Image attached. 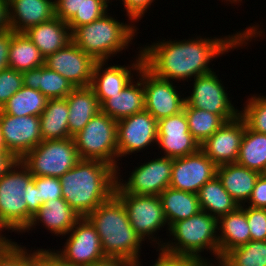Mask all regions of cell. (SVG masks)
<instances>
[{"label": "cell", "instance_id": "1", "mask_svg": "<svg viewBox=\"0 0 266 266\" xmlns=\"http://www.w3.org/2000/svg\"><path fill=\"white\" fill-rule=\"evenodd\" d=\"M264 35L260 25L255 23L232 35L213 38L195 35L196 38L181 41L162 39L138 48L142 51L144 66L156 77L177 83L189 82L188 80L212 72L210 62L213 59L236 48L243 49L252 40L257 41L256 38Z\"/></svg>", "mask_w": 266, "mask_h": 266}, {"label": "cell", "instance_id": "2", "mask_svg": "<svg viewBox=\"0 0 266 266\" xmlns=\"http://www.w3.org/2000/svg\"><path fill=\"white\" fill-rule=\"evenodd\" d=\"M117 170L99 161L80 159L60 177L62 198L80 216L86 217L115 193Z\"/></svg>", "mask_w": 266, "mask_h": 266}, {"label": "cell", "instance_id": "3", "mask_svg": "<svg viewBox=\"0 0 266 266\" xmlns=\"http://www.w3.org/2000/svg\"><path fill=\"white\" fill-rule=\"evenodd\" d=\"M86 218L95 227L106 257L143 266L140 262L142 238L131 226L123 203L113 195Z\"/></svg>", "mask_w": 266, "mask_h": 266}, {"label": "cell", "instance_id": "4", "mask_svg": "<svg viewBox=\"0 0 266 266\" xmlns=\"http://www.w3.org/2000/svg\"><path fill=\"white\" fill-rule=\"evenodd\" d=\"M111 15L107 12L100 19L71 32L72 42L95 61H109L122 53L138 33L139 28L133 22H119Z\"/></svg>", "mask_w": 266, "mask_h": 266}, {"label": "cell", "instance_id": "5", "mask_svg": "<svg viewBox=\"0 0 266 266\" xmlns=\"http://www.w3.org/2000/svg\"><path fill=\"white\" fill-rule=\"evenodd\" d=\"M167 236L170 237L164 239L165 242L161 248L164 251L175 255L198 257L210 262L213 266H218V219L207 212L200 211L188 219L173 223L169 227ZM204 250L213 255L217 261L203 257Z\"/></svg>", "mask_w": 266, "mask_h": 266}, {"label": "cell", "instance_id": "6", "mask_svg": "<svg viewBox=\"0 0 266 266\" xmlns=\"http://www.w3.org/2000/svg\"><path fill=\"white\" fill-rule=\"evenodd\" d=\"M33 175L28 168L17 160L0 177V234L2 232L23 233L27 229L28 183Z\"/></svg>", "mask_w": 266, "mask_h": 266}, {"label": "cell", "instance_id": "7", "mask_svg": "<svg viewBox=\"0 0 266 266\" xmlns=\"http://www.w3.org/2000/svg\"><path fill=\"white\" fill-rule=\"evenodd\" d=\"M72 138L80 159L105 162L120 174L116 120L100 111Z\"/></svg>", "mask_w": 266, "mask_h": 266}, {"label": "cell", "instance_id": "8", "mask_svg": "<svg viewBox=\"0 0 266 266\" xmlns=\"http://www.w3.org/2000/svg\"><path fill=\"white\" fill-rule=\"evenodd\" d=\"M21 162L33 176L60 178L80 160L72 137L44 140L27 152Z\"/></svg>", "mask_w": 266, "mask_h": 266}, {"label": "cell", "instance_id": "9", "mask_svg": "<svg viewBox=\"0 0 266 266\" xmlns=\"http://www.w3.org/2000/svg\"><path fill=\"white\" fill-rule=\"evenodd\" d=\"M123 203L129 222L143 241L155 244V248H162L164 240L157 235L164 226H169L166 221L159 196L136 195L128 193H114ZM163 227V228H162ZM157 233V234H155ZM156 235V236H155Z\"/></svg>", "mask_w": 266, "mask_h": 266}, {"label": "cell", "instance_id": "10", "mask_svg": "<svg viewBox=\"0 0 266 266\" xmlns=\"http://www.w3.org/2000/svg\"><path fill=\"white\" fill-rule=\"evenodd\" d=\"M158 155L132 169L127 180L117 174L115 193L159 196L169 187L173 158Z\"/></svg>", "mask_w": 266, "mask_h": 266}, {"label": "cell", "instance_id": "11", "mask_svg": "<svg viewBox=\"0 0 266 266\" xmlns=\"http://www.w3.org/2000/svg\"><path fill=\"white\" fill-rule=\"evenodd\" d=\"M66 235L62 249H53L65 266H91L106 258L101 239L86 217H81Z\"/></svg>", "mask_w": 266, "mask_h": 266}, {"label": "cell", "instance_id": "12", "mask_svg": "<svg viewBox=\"0 0 266 266\" xmlns=\"http://www.w3.org/2000/svg\"><path fill=\"white\" fill-rule=\"evenodd\" d=\"M216 71L200 75L190 81L193 86L190 95L185 96V104L219 115L225 122L235 119L239 109L232 104L229 92L219 79ZM228 92V93H227Z\"/></svg>", "mask_w": 266, "mask_h": 266}, {"label": "cell", "instance_id": "13", "mask_svg": "<svg viewBox=\"0 0 266 266\" xmlns=\"http://www.w3.org/2000/svg\"><path fill=\"white\" fill-rule=\"evenodd\" d=\"M158 121L146 110L117 121L118 161L157 144ZM154 144V145H153Z\"/></svg>", "mask_w": 266, "mask_h": 266}, {"label": "cell", "instance_id": "14", "mask_svg": "<svg viewBox=\"0 0 266 266\" xmlns=\"http://www.w3.org/2000/svg\"><path fill=\"white\" fill-rule=\"evenodd\" d=\"M174 83L156 77L143 65L145 110L157 121L183 110L185 104L184 93L178 92L179 88Z\"/></svg>", "mask_w": 266, "mask_h": 266}, {"label": "cell", "instance_id": "15", "mask_svg": "<svg viewBox=\"0 0 266 266\" xmlns=\"http://www.w3.org/2000/svg\"><path fill=\"white\" fill-rule=\"evenodd\" d=\"M217 165L199 149L196 153L174 158L169 187L198 194L216 176Z\"/></svg>", "mask_w": 266, "mask_h": 266}, {"label": "cell", "instance_id": "16", "mask_svg": "<svg viewBox=\"0 0 266 266\" xmlns=\"http://www.w3.org/2000/svg\"><path fill=\"white\" fill-rule=\"evenodd\" d=\"M156 146L162 156L179 158L196 153L200 149L199 143L189 131L188 120L184 110L179 113L158 120Z\"/></svg>", "mask_w": 266, "mask_h": 266}, {"label": "cell", "instance_id": "17", "mask_svg": "<svg viewBox=\"0 0 266 266\" xmlns=\"http://www.w3.org/2000/svg\"><path fill=\"white\" fill-rule=\"evenodd\" d=\"M137 53L130 66L129 64L109 66L107 64L109 61H96L90 87L94 90L100 105L111 95L121 92L134 79L133 76L138 75L144 65V58L141 49Z\"/></svg>", "mask_w": 266, "mask_h": 266}, {"label": "cell", "instance_id": "18", "mask_svg": "<svg viewBox=\"0 0 266 266\" xmlns=\"http://www.w3.org/2000/svg\"><path fill=\"white\" fill-rule=\"evenodd\" d=\"M95 63L73 42L45 58V66L62 75L75 88L91 85Z\"/></svg>", "mask_w": 266, "mask_h": 266}, {"label": "cell", "instance_id": "19", "mask_svg": "<svg viewBox=\"0 0 266 266\" xmlns=\"http://www.w3.org/2000/svg\"><path fill=\"white\" fill-rule=\"evenodd\" d=\"M0 121L7 147L18 160L43 141L39 116H12L0 109Z\"/></svg>", "mask_w": 266, "mask_h": 266}, {"label": "cell", "instance_id": "20", "mask_svg": "<svg viewBox=\"0 0 266 266\" xmlns=\"http://www.w3.org/2000/svg\"><path fill=\"white\" fill-rule=\"evenodd\" d=\"M244 132L245 121L238 115L235 119L224 122L200 145V149L217 166L236 163Z\"/></svg>", "mask_w": 266, "mask_h": 266}, {"label": "cell", "instance_id": "21", "mask_svg": "<svg viewBox=\"0 0 266 266\" xmlns=\"http://www.w3.org/2000/svg\"><path fill=\"white\" fill-rule=\"evenodd\" d=\"M10 29L24 33L55 17L54 0H8Z\"/></svg>", "mask_w": 266, "mask_h": 266}, {"label": "cell", "instance_id": "22", "mask_svg": "<svg viewBox=\"0 0 266 266\" xmlns=\"http://www.w3.org/2000/svg\"><path fill=\"white\" fill-rule=\"evenodd\" d=\"M80 218L63 198L47 201L39 208L23 233H30L29 231L41 223L51 234L65 238Z\"/></svg>", "mask_w": 266, "mask_h": 266}, {"label": "cell", "instance_id": "23", "mask_svg": "<svg viewBox=\"0 0 266 266\" xmlns=\"http://www.w3.org/2000/svg\"><path fill=\"white\" fill-rule=\"evenodd\" d=\"M135 80L133 79L121 92L106 99L101 104V112L118 121L144 111L143 67Z\"/></svg>", "mask_w": 266, "mask_h": 266}, {"label": "cell", "instance_id": "24", "mask_svg": "<svg viewBox=\"0 0 266 266\" xmlns=\"http://www.w3.org/2000/svg\"><path fill=\"white\" fill-rule=\"evenodd\" d=\"M24 33L38 48L44 58L72 42L70 27L56 16L29 28Z\"/></svg>", "mask_w": 266, "mask_h": 266}, {"label": "cell", "instance_id": "25", "mask_svg": "<svg viewBox=\"0 0 266 266\" xmlns=\"http://www.w3.org/2000/svg\"><path fill=\"white\" fill-rule=\"evenodd\" d=\"M219 263L232 249L251 240L246 218V206H238L234 211L218 219Z\"/></svg>", "mask_w": 266, "mask_h": 266}, {"label": "cell", "instance_id": "26", "mask_svg": "<svg viewBox=\"0 0 266 266\" xmlns=\"http://www.w3.org/2000/svg\"><path fill=\"white\" fill-rule=\"evenodd\" d=\"M261 174L237 163L217 166L216 176L238 206L245 205Z\"/></svg>", "mask_w": 266, "mask_h": 266}, {"label": "cell", "instance_id": "27", "mask_svg": "<svg viewBox=\"0 0 266 266\" xmlns=\"http://www.w3.org/2000/svg\"><path fill=\"white\" fill-rule=\"evenodd\" d=\"M65 98L69 109V134L73 137L101 111V105L90 86L74 88Z\"/></svg>", "mask_w": 266, "mask_h": 266}, {"label": "cell", "instance_id": "28", "mask_svg": "<svg viewBox=\"0 0 266 266\" xmlns=\"http://www.w3.org/2000/svg\"><path fill=\"white\" fill-rule=\"evenodd\" d=\"M23 85L40 91L48 99L65 98L75 87L47 66L22 72Z\"/></svg>", "mask_w": 266, "mask_h": 266}, {"label": "cell", "instance_id": "29", "mask_svg": "<svg viewBox=\"0 0 266 266\" xmlns=\"http://www.w3.org/2000/svg\"><path fill=\"white\" fill-rule=\"evenodd\" d=\"M159 198L169 227L201 211L198 194L195 193L168 187L159 195Z\"/></svg>", "mask_w": 266, "mask_h": 266}, {"label": "cell", "instance_id": "30", "mask_svg": "<svg viewBox=\"0 0 266 266\" xmlns=\"http://www.w3.org/2000/svg\"><path fill=\"white\" fill-rule=\"evenodd\" d=\"M68 114L66 98L48 100L46 108L39 116L43 141L71 137L68 128Z\"/></svg>", "mask_w": 266, "mask_h": 266}, {"label": "cell", "instance_id": "31", "mask_svg": "<svg viewBox=\"0 0 266 266\" xmlns=\"http://www.w3.org/2000/svg\"><path fill=\"white\" fill-rule=\"evenodd\" d=\"M198 198L201 211H205L217 219L238 207L217 176L200 188Z\"/></svg>", "mask_w": 266, "mask_h": 266}, {"label": "cell", "instance_id": "32", "mask_svg": "<svg viewBox=\"0 0 266 266\" xmlns=\"http://www.w3.org/2000/svg\"><path fill=\"white\" fill-rule=\"evenodd\" d=\"M8 63L9 68L23 72L45 65V58L25 33L12 30Z\"/></svg>", "mask_w": 266, "mask_h": 266}, {"label": "cell", "instance_id": "33", "mask_svg": "<svg viewBox=\"0 0 266 266\" xmlns=\"http://www.w3.org/2000/svg\"><path fill=\"white\" fill-rule=\"evenodd\" d=\"M236 163L261 173L266 166V134L250 130L245 123Z\"/></svg>", "mask_w": 266, "mask_h": 266}, {"label": "cell", "instance_id": "34", "mask_svg": "<svg viewBox=\"0 0 266 266\" xmlns=\"http://www.w3.org/2000/svg\"><path fill=\"white\" fill-rule=\"evenodd\" d=\"M48 100L40 91L23 86L9 98L1 110L12 116H40Z\"/></svg>", "mask_w": 266, "mask_h": 266}, {"label": "cell", "instance_id": "35", "mask_svg": "<svg viewBox=\"0 0 266 266\" xmlns=\"http://www.w3.org/2000/svg\"><path fill=\"white\" fill-rule=\"evenodd\" d=\"M183 110L188 120L189 131L201 145L223 124L224 120L217 114L184 105Z\"/></svg>", "mask_w": 266, "mask_h": 266}, {"label": "cell", "instance_id": "36", "mask_svg": "<svg viewBox=\"0 0 266 266\" xmlns=\"http://www.w3.org/2000/svg\"><path fill=\"white\" fill-rule=\"evenodd\" d=\"M218 266H266V241H253L229 251Z\"/></svg>", "mask_w": 266, "mask_h": 266}, {"label": "cell", "instance_id": "37", "mask_svg": "<svg viewBox=\"0 0 266 266\" xmlns=\"http://www.w3.org/2000/svg\"><path fill=\"white\" fill-rule=\"evenodd\" d=\"M245 103L239 115L246 126L252 131L266 134V96L254 94Z\"/></svg>", "mask_w": 266, "mask_h": 266}, {"label": "cell", "instance_id": "38", "mask_svg": "<svg viewBox=\"0 0 266 266\" xmlns=\"http://www.w3.org/2000/svg\"><path fill=\"white\" fill-rule=\"evenodd\" d=\"M12 239L0 245V266H36V251Z\"/></svg>", "mask_w": 266, "mask_h": 266}, {"label": "cell", "instance_id": "39", "mask_svg": "<svg viewBox=\"0 0 266 266\" xmlns=\"http://www.w3.org/2000/svg\"><path fill=\"white\" fill-rule=\"evenodd\" d=\"M105 0H85L83 9L67 23L71 32L76 28L100 19L109 10Z\"/></svg>", "mask_w": 266, "mask_h": 266}, {"label": "cell", "instance_id": "40", "mask_svg": "<svg viewBox=\"0 0 266 266\" xmlns=\"http://www.w3.org/2000/svg\"><path fill=\"white\" fill-rule=\"evenodd\" d=\"M23 86L22 72L11 68L0 71V109Z\"/></svg>", "mask_w": 266, "mask_h": 266}, {"label": "cell", "instance_id": "41", "mask_svg": "<svg viewBox=\"0 0 266 266\" xmlns=\"http://www.w3.org/2000/svg\"><path fill=\"white\" fill-rule=\"evenodd\" d=\"M155 250L158 252V257L153 265L150 266H213L210 262L198 257L175 255L161 248H156Z\"/></svg>", "mask_w": 266, "mask_h": 266}, {"label": "cell", "instance_id": "42", "mask_svg": "<svg viewBox=\"0 0 266 266\" xmlns=\"http://www.w3.org/2000/svg\"><path fill=\"white\" fill-rule=\"evenodd\" d=\"M246 218L251 240L266 241V208L246 206Z\"/></svg>", "mask_w": 266, "mask_h": 266}, {"label": "cell", "instance_id": "43", "mask_svg": "<svg viewBox=\"0 0 266 266\" xmlns=\"http://www.w3.org/2000/svg\"><path fill=\"white\" fill-rule=\"evenodd\" d=\"M33 180L40 194V206L47 201L62 198L60 178L33 176Z\"/></svg>", "mask_w": 266, "mask_h": 266}, {"label": "cell", "instance_id": "44", "mask_svg": "<svg viewBox=\"0 0 266 266\" xmlns=\"http://www.w3.org/2000/svg\"><path fill=\"white\" fill-rule=\"evenodd\" d=\"M85 0H54L55 16L68 23L83 9Z\"/></svg>", "mask_w": 266, "mask_h": 266}, {"label": "cell", "instance_id": "45", "mask_svg": "<svg viewBox=\"0 0 266 266\" xmlns=\"http://www.w3.org/2000/svg\"><path fill=\"white\" fill-rule=\"evenodd\" d=\"M120 1V0H119ZM125 8H123V11H125L127 14L129 22H134V24L139 19L141 20L142 17H144V14L147 12V9L149 10L150 6L153 5L155 0H121Z\"/></svg>", "mask_w": 266, "mask_h": 266}, {"label": "cell", "instance_id": "46", "mask_svg": "<svg viewBox=\"0 0 266 266\" xmlns=\"http://www.w3.org/2000/svg\"><path fill=\"white\" fill-rule=\"evenodd\" d=\"M266 208V178L260 175L256 181L251 196L244 206Z\"/></svg>", "mask_w": 266, "mask_h": 266}, {"label": "cell", "instance_id": "47", "mask_svg": "<svg viewBox=\"0 0 266 266\" xmlns=\"http://www.w3.org/2000/svg\"><path fill=\"white\" fill-rule=\"evenodd\" d=\"M28 201L27 203V227L32 221L34 215L39 211L40 206V194L35 186V182L32 179L28 185Z\"/></svg>", "mask_w": 266, "mask_h": 266}, {"label": "cell", "instance_id": "48", "mask_svg": "<svg viewBox=\"0 0 266 266\" xmlns=\"http://www.w3.org/2000/svg\"><path fill=\"white\" fill-rule=\"evenodd\" d=\"M36 266H65L52 249L36 248Z\"/></svg>", "mask_w": 266, "mask_h": 266}, {"label": "cell", "instance_id": "49", "mask_svg": "<svg viewBox=\"0 0 266 266\" xmlns=\"http://www.w3.org/2000/svg\"><path fill=\"white\" fill-rule=\"evenodd\" d=\"M12 39V30L8 29L0 33V71L9 68L8 58Z\"/></svg>", "mask_w": 266, "mask_h": 266}, {"label": "cell", "instance_id": "50", "mask_svg": "<svg viewBox=\"0 0 266 266\" xmlns=\"http://www.w3.org/2000/svg\"><path fill=\"white\" fill-rule=\"evenodd\" d=\"M18 159L11 152H0V177L7 172V170Z\"/></svg>", "mask_w": 266, "mask_h": 266}, {"label": "cell", "instance_id": "51", "mask_svg": "<svg viewBox=\"0 0 266 266\" xmlns=\"http://www.w3.org/2000/svg\"><path fill=\"white\" fill-rule=\"evenodd\" d=\"M10 29L8 17V0H0V33Z\"/></svg>", "mask_w": 266, "mask_h": 266}, {"label": "cell", "instance_id": "52", "mask_svg": "<svg viewBox=\"0 0 266 266\" xmlns=\"http://www.w3.org/2000/svg\"><path fill=\"white\" fill-rule=\"evenodd\" d=\"M91 266H137V265L118 258L106 257L103 260H100L96 264Z\"/></svg>", "mask_w": 266, "mask_h": 266}, {"label": "cell", "instance_id": "53", "mask_svg": "<svg viewBox=\"0 0 266 266\" xmlns=\"http://www.w3.org/2000/svg\"><path fill=\"white\" fill-rule=\"evenodd\" d=\"M0 152H10L5 141V137L3 136L2 133L1 121H0Z\"/></svg>", "mask_w": 266, "mask_h": 266}, {"label": "cell", "instance_id": "54", "mask_svg": "<svg viewBox=\"0 0 266 266\" xmlns=\"http://www.w3.org/2000/svg\"><path fill=\"white\" fill-rule=\"evenodd\" d=\"M223 1L226 2V3L229 2L228 5H229V4L232 5V4L234 3L235 6H236V4H238V3H240V5H241V2H243V0H222V2H223Z\"/></svg>", "mask_w": 266, "mask_h": 266}, {"label": "cell", "instance_id": "55", "mask_svg": "<svg viewBox=\"0 0 266 266\" xmlns=\"http://www.w3.org/2000/svg\"><path fill=\"white\" fill-rule=\"evenodd\" d=\"M264 178H266V166L264 168V170L260 173Z\"/></svg>", "mask_w": 266, "mask_h": 266}, {"label": "cell", "instance_id": "56", "mask_svg": "<svg viewBox=\"0 0 266 266\" xmlns=\"http://www.w3.org/2000/svg\"><path fill=\"white\" fill-rule=\"evenodd\" d=\"M105 1L112 5V2H113L114 0H113V1H112V0H105ZM110 1H111V3H110ZM115 1H117V0H115Z\"/></svg>", "mask_w": 266, "mask_h": 266}]
</instances>
